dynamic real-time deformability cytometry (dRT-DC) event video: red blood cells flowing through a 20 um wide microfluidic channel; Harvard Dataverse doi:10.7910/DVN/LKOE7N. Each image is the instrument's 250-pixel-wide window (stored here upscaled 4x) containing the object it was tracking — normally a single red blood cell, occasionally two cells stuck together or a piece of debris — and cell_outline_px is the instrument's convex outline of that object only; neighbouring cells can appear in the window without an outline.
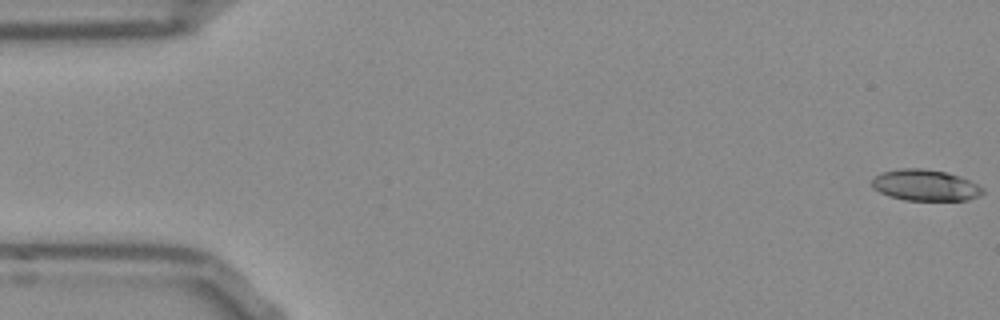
{"species": "Egyptian fruit bat (a non-hibernating species)", "species_latin": "Rousettus aegyptiacus", "temperature_condition": "room temperature", "stored_images_in_passage": 53, "camera_frame_rate_fps": 3000, "um_per_image_px": 0.085, "frame": {"image": 1, "passage_image": 1, "time_ms": 0.0, "image_size_px": [1000, 320], "cell_outline_px": [[984, 192], [980, 196], [968, 200], [904, 200], [880, 192], [872, 188], [872, 180], [876, 176], [884, 172], [900, 168], [924, 168], [944, 172], [960, 176], [984, 188]], "centroid_in_image_um": [78.67, 15.74], "position_along_channel_um": 6.3, "area_um2": 20.0}}
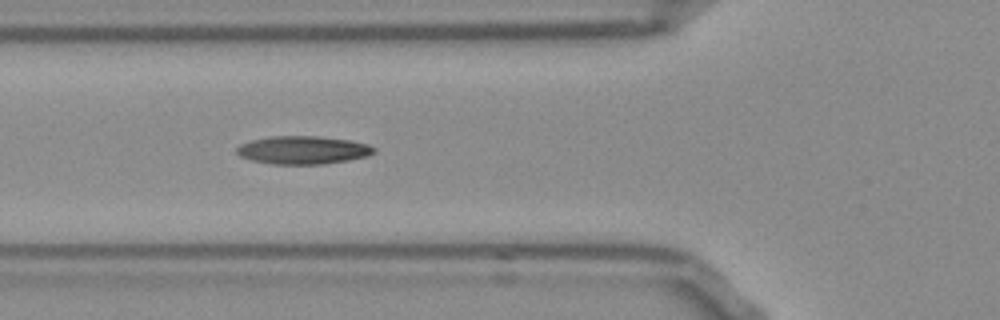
{"frame": {"image": 2, "passage_image": 19, "time_ms": 6.0, "image_size_px": [1000, 320], "cell_outline_px": [[376, 152], [368, 156], [348, 160], [324, 164], [272, 164], [252, 160], [240, 156], [236, 152], [236, 148], [240, 144], [252, 140], [268, 136], [320, 136], [348, 140], [368, 144], [376, 148]], "centroid_in_image_um": [25.76, 12.75], "position_along_channel_um": 100.0, "area_um2": 22.54}}
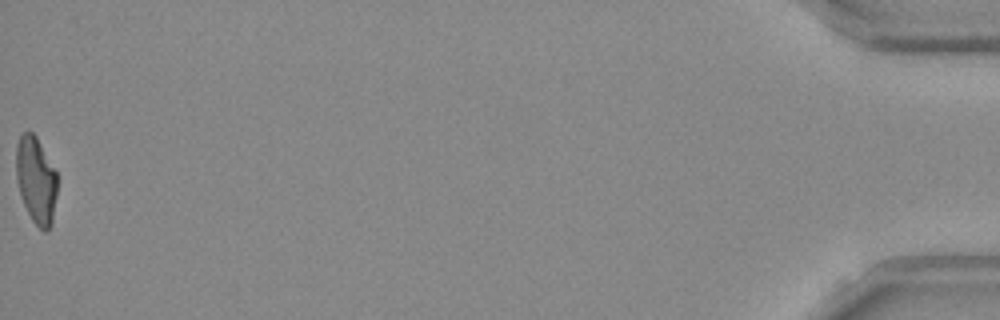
{"frame": {"image": 3, "passage_image": 53, "time_ms": 17.333, "image_size_px": [1000, 320], "cell_outline_px": [[56, 196], [52, 224], [44, 232], [32, 220], [24, 204], [20, 192], [16, 176], [16, 144], [20, 136], [24, 132], [32, 132], [36, 136], [56, 172]], "centroid_in_image_um": [3.05, 15.3], "position_along_channel_um": 432.1, "area_um2": 20.46}, "authors_computed_cell_mechanics": {"area_um2": 21.097, "velocity_mm_per_s": 3.8731, "shape_relaxation_time_tau1_ms": null, "shape_relaxation_time_tau2_ms": 2.7502, "deformation_change_tau1": null, "deformation_change_tau2": 0.0999}}